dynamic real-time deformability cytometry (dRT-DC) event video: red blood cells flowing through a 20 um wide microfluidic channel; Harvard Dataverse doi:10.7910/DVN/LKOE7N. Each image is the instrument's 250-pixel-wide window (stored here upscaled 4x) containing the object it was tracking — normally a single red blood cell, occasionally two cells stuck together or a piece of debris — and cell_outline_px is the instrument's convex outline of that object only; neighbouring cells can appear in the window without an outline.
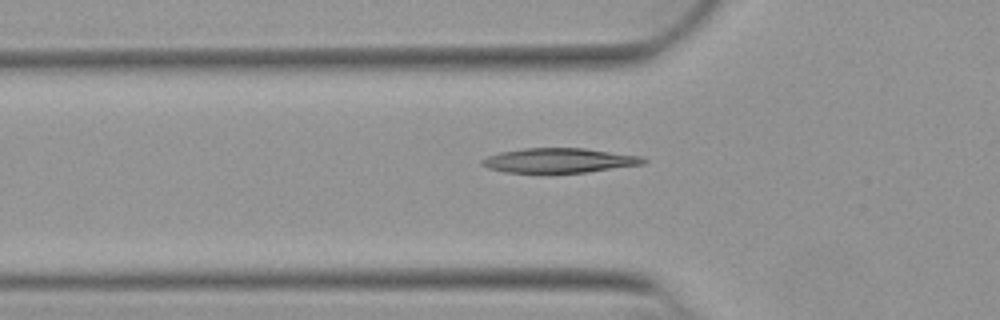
{"species": "Egyptian fruit bat (a non-hibernating species)", "species_latin": "Rousettus aegyptiacus", "temperature_condition": "warm", "stored_images_in_passage": 31, "camera_frame_rate_fps": 3000, "um_per_image_px": 0.085, "animal": {"sex": "female"}, "frame": {"image": 1, "passage_image": 8, "time_ms": 2.333, "image_size_px": [1000, 320], "cell_outline_px": [[648, 160], [644, 164], [584, 172], [504, 172], [488, 168], [480, 164], [480, 160], [488, 156], [500, 152], [524, 148], [584, 148], [644, 156]], "centroid_in_image_um": [47.54, 13.62], "position_along_channel_um": 78.3, "area_um2": 23.06}}
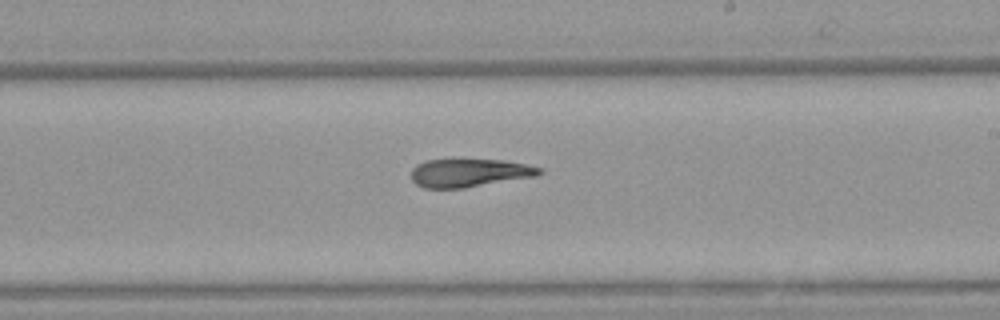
{"frame": {"image": 2, "passage_image": 21, "time_ms": 6.667, "image_size_px": [1000, 320], "cell_outline_px": [[544, 172], [536, 176], [464, 188], [424, 188], [416, 184], [412, 180], [412, 168], [416, 164], [424, 160], [504, 160], [544, 168]], "centroid_in_image_um": [39.9, 14.69], "position_along_channel_um": 249.1, "area_um2": 21.04}}
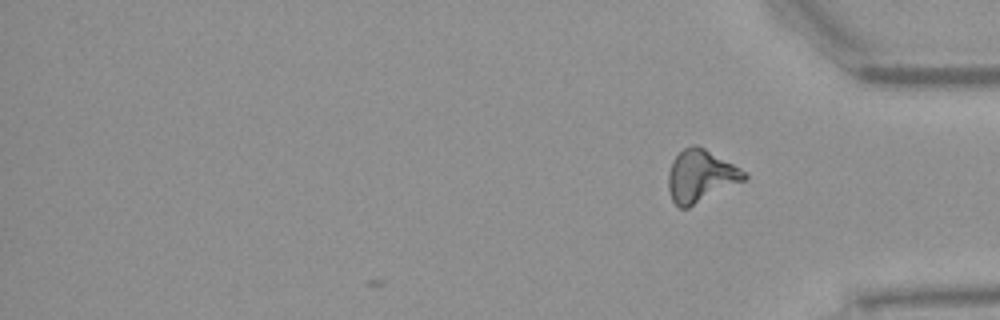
{"frame": {"image": 3, "passage_image": 31, "time_ms": 10.0, "image_size_px": [1000, 320], "cell_outline_px": [[748, 176], [744, 180], [688, 208], [680, 208], [672, 200], [668, 188], [668, 172], [672, 160], [684, 148], [692, 144], [696, 144], [704, 148], [740, 168]], "centroid_in_image_um": [59.52, 14.96], "position_along_channel_um": 375.7, "area_um2": 22.83}, "authors_computed_cell_mechanics": {"area_um2": 22.3108, "velocity_mm_per_s": 3.9472, "shape_relaxation_time_tau1_ms": null, "shape_relaxation_time_tau2_ms": 8.4129, "deformation_change_tau1": null, "deformation_change_tau2": 0.2201}}